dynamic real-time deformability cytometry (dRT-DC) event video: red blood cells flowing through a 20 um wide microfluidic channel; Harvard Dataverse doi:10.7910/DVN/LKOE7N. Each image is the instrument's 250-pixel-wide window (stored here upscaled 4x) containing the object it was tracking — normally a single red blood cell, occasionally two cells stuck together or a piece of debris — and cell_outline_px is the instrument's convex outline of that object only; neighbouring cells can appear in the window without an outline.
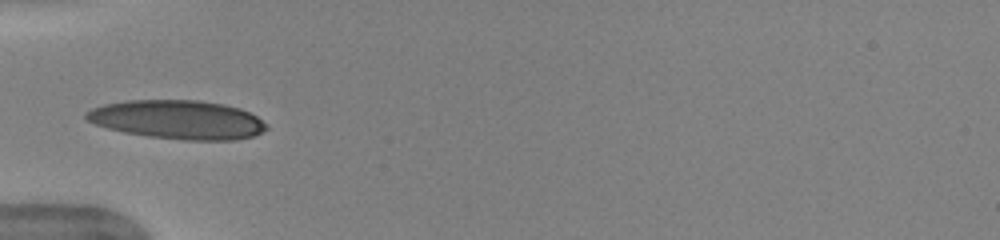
{"species": "human", "species_latin": "Homo sapiens", "temperature_condition": "warm", "stored_images_in_passage": 34, "camera_frame_rate_fps": 3000, "um_per_image_px": 0.085, "donor": {"sex": "female"}, "frame": {"image": 1, "passage_image": 1, "time_ms": 0.0, "image_size_px": [1000, 240], "cell_outline_px": [[268, 128], [252, 136], [236, 140], [184, 140], [148, 136], [124, 132], [108, 128], [96, 124], [88, 120], [84, 116], [84, 112], [92, 108], [104, 104], [128, 100], [196, 100], [224, 104], [240, 108], [256, 116], [268, 124]], "centroid_in_image_um": [15.1, 10.16], "position_along_channel_um": 69.9, "area_um2": 40.75}, "authors_computed_cell_mechanics": {"area_um2": 37.4255, "velocity_mm_per_s": 3.9693, "shape_relaxation_time_tau1_ms": 3.8236, "shape_relaxation_time_tau2_ms": 1.4306, "deformation_change_tau1": 0.1628, "deformation_change_tau2": 0.072}}